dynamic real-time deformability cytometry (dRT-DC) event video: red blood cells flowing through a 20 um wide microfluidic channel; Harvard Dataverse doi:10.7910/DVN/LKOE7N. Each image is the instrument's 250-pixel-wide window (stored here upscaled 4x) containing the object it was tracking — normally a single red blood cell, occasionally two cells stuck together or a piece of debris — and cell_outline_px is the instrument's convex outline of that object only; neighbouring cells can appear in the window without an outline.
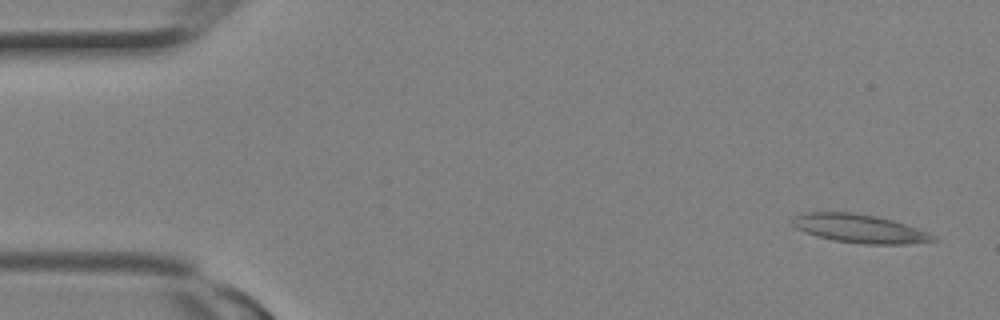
{"species": "Egyptian fruit bat (a non-hibernating species)", "species_latin": "Rousettus aegyptiacus", "temperature_condition": "room temperature", "stored_images_in_passage": 3, "camera_frame_rate_fps": 3000, "um_per_image_px": 0.085, "animal": {"sex": "female"}, "frame": {"image": 1, "passage_image": 1, "time_ms": 0.0, "image_size_px": [1000, 320], "cell_outline_px": [[940, 240], [904, 244], [864, 244], [836, 240], [816, 236], [804, 232], [796, 228], [792, 224], [792, 220], [796, 216], [804, 212], [852, 212], [876, 216], [892, 220], [904, 224], [936, 236]], "centroid_in_image_um": [73.04, 19.43], "position_along_channel_um": 12.0, "area_um2": 23.12}}